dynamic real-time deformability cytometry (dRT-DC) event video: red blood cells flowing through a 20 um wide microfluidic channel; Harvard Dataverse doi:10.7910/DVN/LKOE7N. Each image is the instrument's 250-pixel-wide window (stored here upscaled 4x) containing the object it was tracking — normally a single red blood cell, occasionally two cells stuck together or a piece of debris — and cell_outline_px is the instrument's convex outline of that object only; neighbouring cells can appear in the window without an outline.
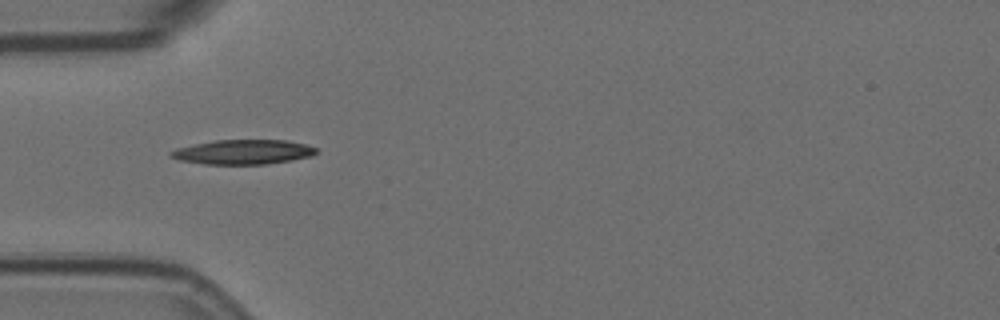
{"species": "Egyptian fruit bat (a non-hibernating species)", "species_latin": "Rousettus aegyptiacus", "temperature_condition": "room temperature", "stored_images_in_passage": 40, "camera_frame_rate_fps": 3000, "um_per_image_px": 0.085, "animal": {"sex": "female"}, "frame": {"image": 1, "passage_image": 1, "time_ms": 0.0, "image_size_px": [1000, 320], "cell_outline_px": [[316, 152], [312, 156], [292, 160], [264, 164], [204, 164], [180, 160], [168, 156], [168, 152], [176, 148], [216, 140], [288, 140], [304, 144], [316, 148]], "centroid_in_image_um": [20.64, 12.92], "position_along_channel_um": 64.4, "area_um2": 20.75}}
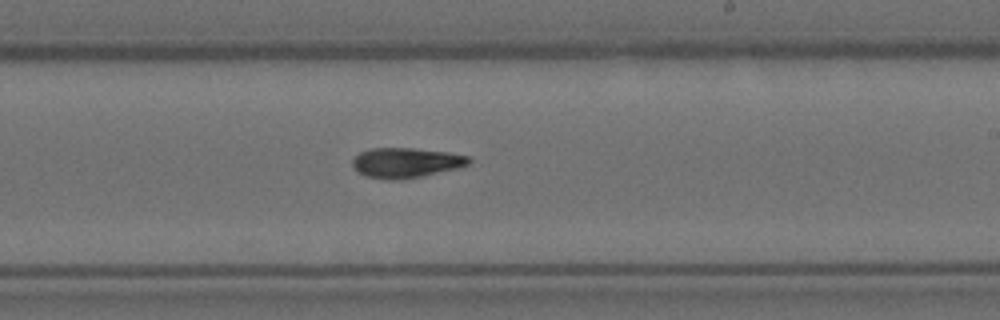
{"frame": {"image": 2, "passage_image": 17, "time_ms": 5.333, "image_size_px": [1000, 320], "cell_outline_px": [[472, 160], [468, 164], [456, 168], [420, 176], [388, 180], [368, 176], [356, 172], [352, 168], [352, 160], [360, 152], [372, 148], [412, 148], [448, 152], [468, 156]], "centroid_in_image_um": [34.46, 13.81], "position_along_channel_um": 254.5, "area_um2": 20.06}}
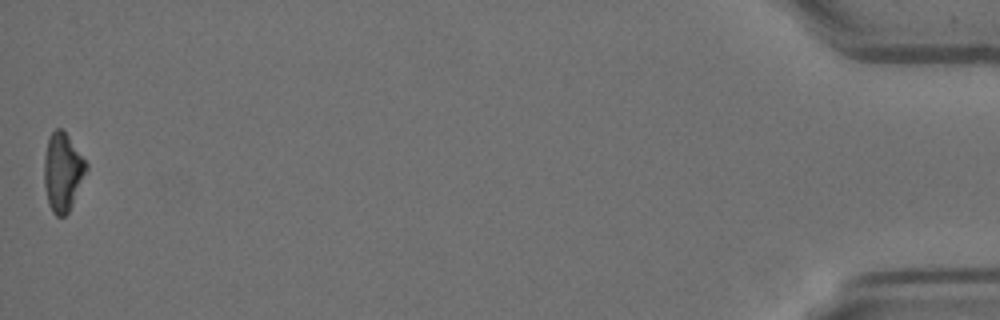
{"frame": {"image": 3, "passage_image": 40, "time_ms": 13.0, "image_size_px": [1000, 320], "cell_outline_px": [[88, 168], [72, 204], [68, 212], [64, 216], [56, 216], [52, 212], [48, 204], [44, 184], [44, 156], [48, 136], [56, 128], [60, 128], [68, 136], [88, 164]], "centroid_in_image_um": [5.31, 14.62], "position_along_channel_um": 429.9, "area_um2": 19.13}, "authors_computed_cell_mechanics": {"area_um2": 19.7676, "velocity_mm_per_s": 3.5709, "shape_relaxation_time_tau1_ms": 7.6687, "shape_relaxation_time_tau2_ms": null, "deformation_change_tau1": 0.2265, "deformation_change_tau2": null}}